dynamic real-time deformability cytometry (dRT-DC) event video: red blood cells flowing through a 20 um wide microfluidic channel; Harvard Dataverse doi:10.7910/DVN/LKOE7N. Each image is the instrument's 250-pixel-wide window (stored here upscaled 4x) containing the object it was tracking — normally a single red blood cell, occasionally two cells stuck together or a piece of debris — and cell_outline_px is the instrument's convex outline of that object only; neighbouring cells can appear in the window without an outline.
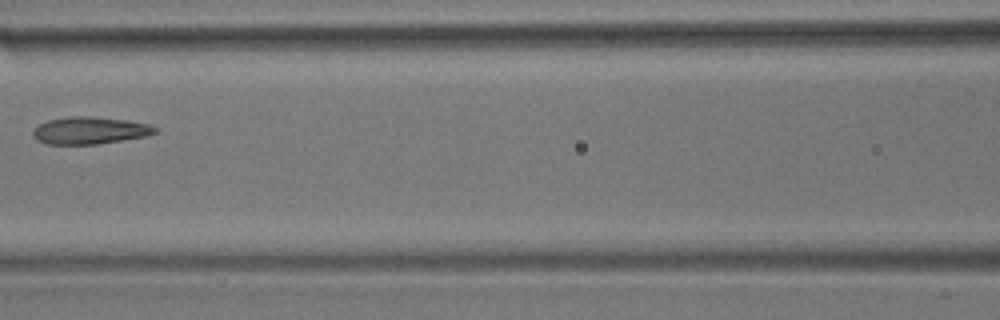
{"species": "common noctule bat (a hibernating species)", "species_latin": "Nyctalus noctula", "temperature_condition": "room temperature", "stored_images_in_passage": 5, "camera_frame_rate_fps": 3000, "um_per_image_px": 0.085, "animal": {"sex": "male", "body_mass_g": 17.9}, "frame": {"image": 1, "passage_image": 5, "time_ms": 4.667, "image_size_px": [1000, 320], "cell_outline_px": [[160, 132], [148, 136], [96, 144], [44, 144], [36, 140], [32, 136], [32, 128], [48, 120], [72, 116], [88, 116], [128, 120], [148, 124], [156, 128]], "centroid_in_image_um": [7.62, 11.09], "position_along_channel_um": 159.0, "area_um2": 19.54}}